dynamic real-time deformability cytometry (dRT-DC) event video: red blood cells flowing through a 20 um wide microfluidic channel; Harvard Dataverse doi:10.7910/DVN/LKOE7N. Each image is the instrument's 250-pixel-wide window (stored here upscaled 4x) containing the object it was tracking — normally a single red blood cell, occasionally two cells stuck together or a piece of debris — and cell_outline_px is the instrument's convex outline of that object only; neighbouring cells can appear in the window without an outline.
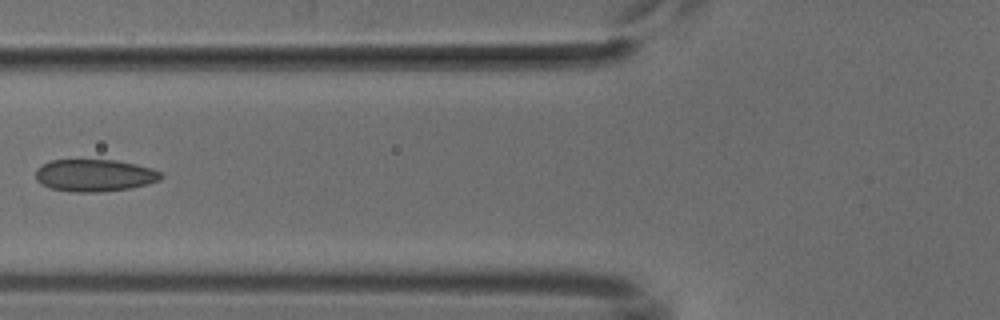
{"species": "common noctule bat (a hibernating species)", "species_latin": "Nyctalus noctula", "temperature_condition": "cold", "stored_images_in_passage": 7, "camera_frame_rate_fps": 3000, "um_per_image_px": 0.085, "animal": {"sex": "male", "body_mass_g": 18.8}, "frame": {"image": 1, "passage_image": 6, "time_ms": 6.0, "image_size_px": [1000, 320], "cell_outline_px": [[164, 176], [160, 180], [148, 184], [128, 188], [100, 192], [72, 192], [48, 188], [36, 180], [36, 168], [52, 160], [116, 160], [136, 164], [152, 168], [160, 172]], "centroid_in_image_um": [8.04, 14.91], "position_along_channel_um": 117.8, "area_um2": 23.58}}
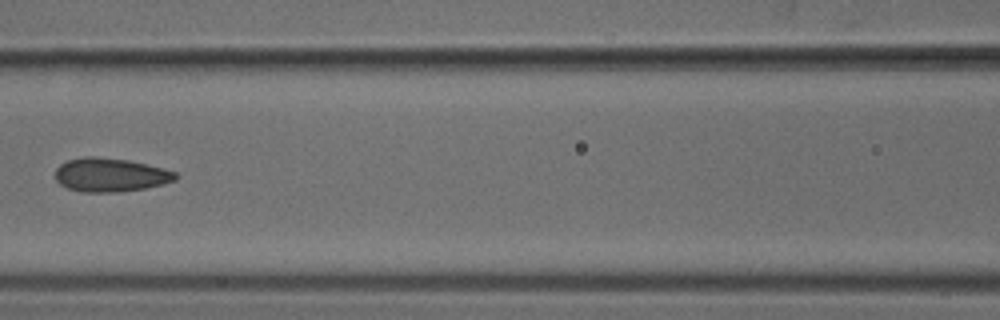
{"frame": {"image": 2, "passage_image": 7, "time_ms": 7.0, "image_size_px": [1000, 320], "cell_outline_px": [[180, 176], [176, 180], [164, 184], [144, 188], [116, 192], [80, 192], [68, 188], [60, 184], [56, 180], [56, 168], [60, 164], [68, 160], [84, 156], [96, 156], [128, 160], [176, 172]], "centroid_in_image_um": [9.37, 14.87], "position_along_channel_um": 157.2, "area_um2": 23.58}}